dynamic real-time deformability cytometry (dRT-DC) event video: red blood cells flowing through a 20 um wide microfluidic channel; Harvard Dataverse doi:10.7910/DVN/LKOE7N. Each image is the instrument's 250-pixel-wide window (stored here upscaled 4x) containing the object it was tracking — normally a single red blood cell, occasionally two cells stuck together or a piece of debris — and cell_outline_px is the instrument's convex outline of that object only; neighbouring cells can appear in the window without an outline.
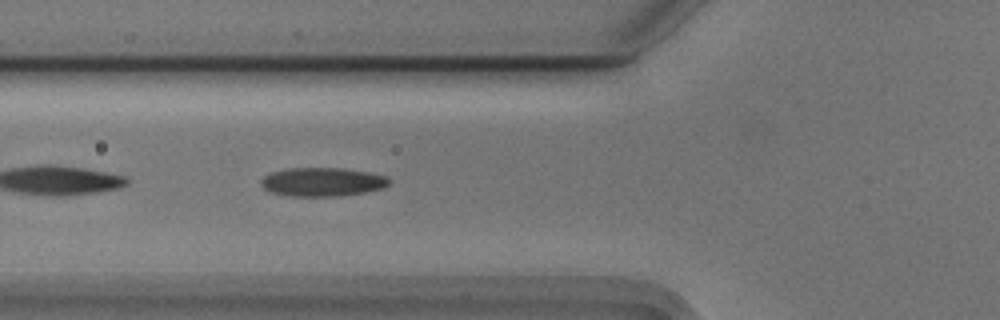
{"species": "Egyptian fruit bat (a non-hibernating species)", "species_latin": "Rousettus aegyptiacus", "temperature_condition": "cold", "stored_images_in_passage": 22, "camera_frame_rate_fps": 3000, "um_per_image_px": 0.085, "animal": {"sex": "male"}, "frame": {"image": 1, "passage_image": 4, "time_ms": 1.0, "image_size_px": [1000, 320], "cell_outline_px": [[392, 180], [384, 188], [364, 192], [340, 196], [288, 196], [272, 192], [264, 188], [260, 184], [260, 180], [264, 176], [272, 172], [288, 168], [340, 168], [368, 172], [388, 176]], "centroid_in_image_um": [27.42, 15.46], "position_along_channel_um": 98.4, "area_um2": 21.5}}
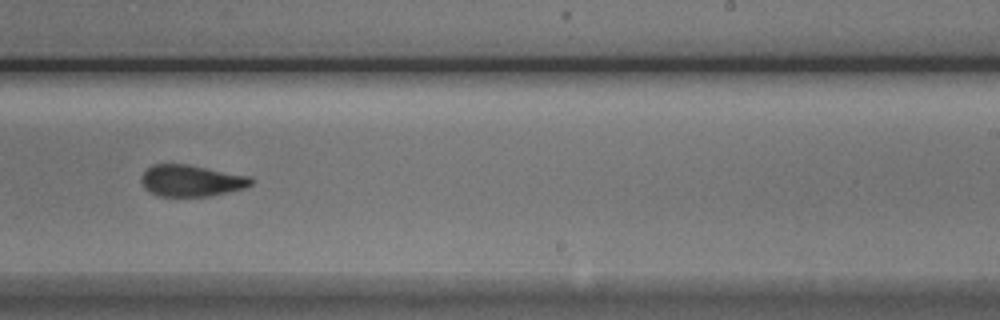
{"frame": {"image": 2, "passage_image": 18, "time_ms": 5.667, "image_size_px": [1000, 320], "cell_outline_px": [[252, 184], [244, 188], [228, 192], [208, 196], [160, 196], [148, 192], [144, 188], [140, 180], [144, 172], [152, 164], [184, 164], [248, 176], [252, 180]], "centroid_in_image_um": [16.2, 15.37], "position_along_channel_um": 272.8, "area_um2": 19.88}}